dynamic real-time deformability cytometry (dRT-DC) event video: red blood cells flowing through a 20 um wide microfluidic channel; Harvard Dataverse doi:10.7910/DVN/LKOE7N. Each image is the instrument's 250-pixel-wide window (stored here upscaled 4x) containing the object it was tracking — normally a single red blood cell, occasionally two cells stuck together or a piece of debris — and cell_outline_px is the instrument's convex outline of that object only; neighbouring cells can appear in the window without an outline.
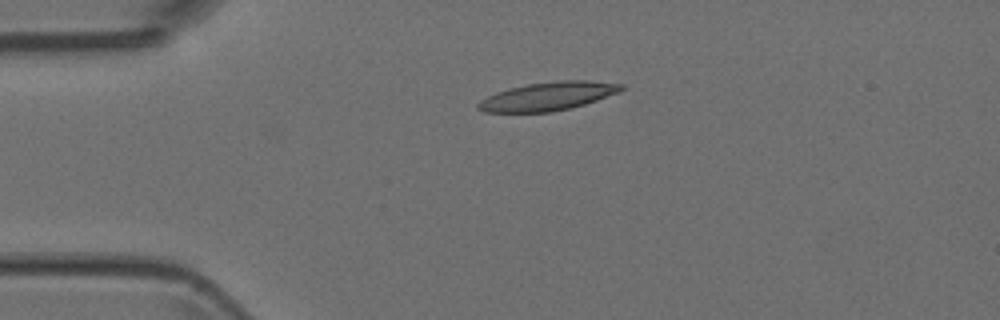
{"species": "Egyptian fruit bat (a non-hibernating species)", "species_latin": "Rousettus aegyptiacus", "temperature_condition": "room temperature", "stored_images_in_passage": 3, "camera_frame_rate_fps": 3000, "um_per_image_px": 0.085, "animal": {"sex": "female"}, "frame": {"image": 1, "passage_image": 2, "time_ms": 0.333, "image_size_px": [1000, 320], "cell_outline_px": [[624, 88], [620, 92], [572, 108], [552, 112], [484, 112], [476, 108], [476, 104], [480, 100], [496, 92], [508, 88], [528, 84], [556, 80], [588, 80], [624, 84]], "centroid_in_image_um": [46.57, 8.18], "position_along_channel_um": 38.4, "area_um2": 23.87}}